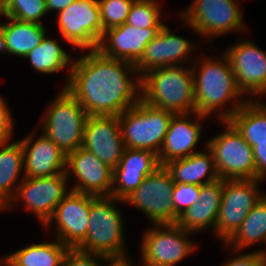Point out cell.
<instances>
[{
  "label": "cell",
  "mask_w": 266,
  "mask_h": 266,
  "mask_svg": "<svg viewBox=\"0 0 266 266\" xmlns=\"http://www.w3.org/2000/svg\"><path fill=\"white\" fill-rule=\"evenodd\" d=\"M64 88L88 115L119 116L140 100L141 81L134 64L95 49L74 59Z\"/></svg>",
  "instance_id": "cell-1"
},
{
  "label": "cell",
  "mask_w": 266,
  "mask_h": 266,
  "mask_svg": "<svg viewBox=\"0 0 266 266\" xmlns=\"http://www.w3.org/2000/svg\"><path fill=\"white\" fill-rule=\"evenodd\" d=\"M211 59L203 57L198 63L199 66L196 62L191 65L194 77L195 111L208 117L218 109V118L226 121L248 101V98L239 99L244 94L236 83L228 57L223 53L220 59ZM229 100L234 102L232 106L226 110L225 108L219 110Z\"/></svg>",
  "instance_id": "cell-2"
},
{
  "label": "cell",
  "mask_w": 266,
  "mask_h": 266,
  "mask_svg": "<svg viewBox=\"0 0 266 266\" xmlns=\"http://www.w3.org/2000/svg\"><path fill=\"white\" fill-rule=\"evenodd\" d=\"M140 81V99L145 103L175 114L195 111L192 67L155 68L143 74Z\"/></svg>",
  "instance_id": "cell-3"
},
{
  "label": "cell",
  "mask_w": 266,
  "mask_h": 266,
  "mask_svg": "<svg viewBox=\"0 0 266 266\" xmlns=\"http://www.w3.org/2000/svg\"><path fill=\"white\" fill-rule=\"evenodd\" d=\"M124 202L113 196L90 194L89 226L84 241L76 248L115 261L132 260L125 252L123 218L116 204Z\"/></svg>",
  "instance_id": "cell-4"
},
{
  "label": "cell",
  "mask_w": 266,
  "mask_h": 266,
  "mask_svg": "<svg viewBox=\"0 0 266 266\" xmlns=\"http://www.w3.org/2000/svg\"><path fill=\"white\" fill-rule=\"evenodd\" d=\"M45 111L41 129L47 138L55 143L65 155L82 147L88 114L66 88L61 89Z\"/></svg>",
  "instance_id": "cell-5"
},
{
  "label": "cell",
  "mask_w": 266,
  "mask_h": 266,
  "mask_svg": "<svg viewBox=\"0 0 266 266\" xmlns=\"http://www.w3.org/2000/svg\"><path fill=\"white\" fill-rule=\"evenodd\" d=\"M174 114L140 99L118 116L125 147L159 154Z\"/></svg>",
  "instance_id": "cell-6"
},
{
  "label": "cell",
  "mask_w": 266,
  "mask_h": 266,
  "mask_svg": "<svg viewBox=\"0 0 266 266\" xmlns=\"http://www.w3.org/2000/svg\"><path fill=\"white\" fill-rule=\"evenodd\" d=\"M225 131L211 138L206 146L211 151L220 179H256L252 147L228 121Z\"/></svg>",
  "instance_id": "cell-7"
},
{
  "label": "cell",
  "mask_w": 266,
  "mask_h": 266,
  "mask_svg": "<svg viewBox=\"0 0 266 266\" xmlns=\"http://www.w3.org/2000/svg\"><path fill=\"white\" fill-rule=\"evenodd\" d=\"M258 179H225L216 221V237L225 244L239 229L253 207L263 198Z\"/></svg>",
  "instance_id": "cell-8"
},
{
  "label": "cell",
  "mask_w": 266,
  "mask_h": 266,
  "mask_svg": "<svg viewBox=\"0 0 266 266\" xmlns=\"http://www.w3.org/2000/svg\"><path fill=\"white\" fill-rule=\"evenodd\" d=\"M239 0H193L181 12L184 22L198 35L217 37L245 29Z\"/></svg>",
  "instance_id": "cell-9"
},
{
  "label": "cell",
  "mask_w": 266,
  "mask_h": 266,
  "mask_svg": "<svg viewBox=\"0 0 266 266\" xmlns=\"http://www.w3.org/2000/svg\"><path fill=\"white\" fill-rule=\"evenodd\" d=\"M175 182L164 166L145 177L123 201L144 212L153 224H175L172 194Z\"/></svg>",
  "instance_id": "cell-10"
},
{
  "label": "cell",
  "mask_w": 266,
  "mask_h": 266,
  "mask_svg": "<svg viewBox=\"0 0 266 266\" xmlns=\"http://www.w3.org/2000/svg\"><path fill=\"white\" fill-rule=\"evenodd\" d=\"M61 38L75 48L95 50L102 38L98 0H76L57 12Z\"/></svg>",
  "instance_id": "cell-11"
},
{
  "label": "cell",
  "mask_w": 266,
  "mask_h": 266,
  "mask_svg": "<svg viewBox=\"0 0 266 266\" xmlns=\"http://www.w3.org/2000/svg\"><path fill=\"white\" fill-rule=\"evenodd\" d=\"M147 229L141 244L144 262L175 266L196 249L189 236L194 234L175 224H154Z\"/></svg>",
  "instance_id": "cell-12"
},
{
  "label": "cell",
  "mask_w": 266,
  "mask_h": 266,
  "mask_svg": "<svg viewBox=\"0 0 266 266\" xmlns=\"http://www.w3.org/2000/svg\"><path fill=\"white\" fill-rule=\"evenodd\" d=\"M68 177L60 173L50 177H23L10 203L3 209L13 208L16 201H24L27 209L33 212L44 226L51 218L61 200L69 193ZM68 191V192H67Z\"/></svg>",
  "instance_id": "cell-13"
},
{
  "label": "cell",
  "mask_w": 266,
  "mask_h": 266,
  "mask_svg": "<svg viewBox=\"0 0 266 266\" xmlns=\"http://www.w3.org/2000/svg\"><path fill=\"white\" fill-rule=\"evenodd\" d=\"M89 213L90 194L70 190L57 205L44 228L46 230L55 223V239L69 249H76L85 239L89 226Z\"/></svg>",
  "instance_id": "cell-14"
},
{
  "label": "cell",
  "mask_w": 266,
  "mask_h": 266,
  "mask_svg": "<svg viewBox=\"0 0 266 266\" xmlns=\"http://www.w3.org/2000/svg\"><path fill=\"white\" fill-rule=\"evenodd\" d=\"M243 94L266 95V52L252 41L240 40L224 51Z\"/></svg>",
  "instance_id": "cell-15"
},
{
  "label": "cell",
  "mask_w": 266,
  "mask_h": 266,
  "mask_svg": "<svg viewBox=\"0 0 266 266\" xmlns=\"http://www.w3.org/2000/svg\"><path fill=\"white\" fill-rule=\"evenodd\" d=\"M82 148L114 169L125 150L118 116L88 115Z\"/></svg>",
  "instance_id": "cell-16"
},
{
  "label": "cell",
  "mask_w": 266,
  "mask_h": 266,
  "mask_svg": "<svg viewBox=\"0 0 266 266\" xmlns=\"http://www.w3.org/2000/svg\"><path fill=\"white\" fill-rule=\"evenodd\" d=\"M66 176L74 177L70 190L95 196H111L113 169L93 153L79 147L66 155Z\"/></svg>",
  "instance_id": "cell-17"
},
{
  "label": "cell",
  "mask_w": 266,
  "mask_h": 266,
  "mask_svg": "<svg viewBox=\"0 0 266 266\" xmlns=\"http://www.w3.org/2000/svg\"><path fill=\"white\" fill-rule=\"evenodd\" d=\"M193 43L173 34L165 24L146 45L141 58L134 64L138 75L141 77L147 71L159 67L182 65L188 61V57L190 59L191 51L196 46Z\"/></svg>",
  "instance_id": "cell-18"
},
{
  "label": "cell",
  "mask_w": 266,
  "mask_h": 266,
  "mask_svg": "<svg viewBox=\"0 0 266 266\" xmlns=\"http://www.w3.org/2000/svg\"><path fill=\"white\" fill-rule=\"evenodd\" d=\"M159 167L158 154L145 149L125 148L120 163L113 169L111 196L124 200Z\"/></svg>",
  "instance_id": "cell-19"
},
{
  "label": "cell",
  "mask_w": 266,
  "mask_h": 266,
  "mask_svg": "<svg viewBox=\"0 0 266 266\" xmlns=\"http://www.w3.org/2000/svg\"><path fill=\"white\" fill-rule=\"evenodd\" d=\"M36 134L34 130L19 140L23 148V177H50L65 173V153L43 133L34 140Z\"/></svg>",
  "instance_id": "cell-20"
},
{
  "label": "cell",
  "mask_w": 266,
  "mask_h": 266,
  "mask_svg": "<svg viewBox=\"0 0 266 266\" xmlns=\"http://www.w3.org/2000/svg\"><path fill=\"white\" fill-rule=\"evenodd\" d=\"M160 29H138L124 23L104 31L97 50L107 57L135 64L141 58L146 45Z\"/></svg>",
  "instance_id": "cell-21"
},
{
  "label": "cell",
  "mask_w": 266,
  "mask_h": 266,
  "mask_svg": "<svg viewBox=\"0 0 266 266\" xmlns=\"http://www.w3.org/2000/svg\"><path fill=\"white\" fill-rule=\"evenodd\" d=\"M191 115H193V118L195 116L196 121L191 120ZM205 118L207 116H202L196 111L191 113H178L172 116L168 131L158 154L161 166L168 161L185 158L198 152L194 148L201 138V132H203L201 120Z\"/></svg>",
  "instance_id": "cell-22"
},
{
  "label": "cell",
  "mask_w": 266,
  "mask_h": 266,
  "mask_svg": "<svg viewBox=\"0 0 266 266\" xmlns=\"http://www.w3.org/2000/svg\"><path fill=\"white\" fill-rule=\"evenodd\" d=\"M204 147L206 152L198 151L188 157L171 160L163 165L175 183L201 186L219 179L213 155L206 143Z\"/></svg>",
  "instance_id": "cell-23"
},
{
  "label": "cell",
  "mask_w": 266,
  "mask_h": 266,
  "mask_svg": "<svg viewBox=\"0 0 266 266\" xmlns=\"http://www.w3.org/2000/svg\"><path fill=\"white\" fill-rule=\"evenodd\" d=\"M44 24L23 22L11 17L0 26L5 37L8 55L24 58L37 47L46 35Z\"/></svg>",
  "instance_id": "cell-24"
},
{
  "label": "cell",
  "mask_w": 266,
  "mask_h": 266,
  "mask_svg": "<svg viewBox=\"0 0 266 266\" xmlns=\"http://www.w3.org/2000/svg\"><path fill=\"white\" fill-rule=\"evenodd\" d=\"M22 171L24 159L21 142L17 140L0 143V211L12 200L17 190L15 187H18L17 179Z\"/></svg>",
  "instance_id": "cell-25"
},
{
  "label": "cell",
  "mask_w": 266,
  "mask_h": 266,
  "mask_svg": "<svg viewBox=\"0 0 266 266\" xmlns=\"http://www.w3.org/2000/svg\"><path fill=\"white\" fill-rule=\"evenodd\" d=\"M228 121L251 147L266 143V103L248 99Z\"/></svg>",
  "instance_id": "cell-26"
},
{
  "label": "cell",
  "mask_w": 266,
  "mask_h": 266,
  "mask_svg": "<svg viewBox=\"0 0 266 266\" xmlns=\"http://www.w3.org/2000/svg\"><path fill=\"white\" fill-rule=\"evenodd\" d=\"M266 242V195L253 207L239 229L223 246L235 253Z\"/></svg>",
  "instance_id": "cell-27"
},
{
  "label": "cell",
  "mask_w": 266,
  "mask_h": 266,
  "mask_svg": "<svg viewBox=\"0 0 266 266\" xmlns=\"http://www.w3.org/2000/svg\"><path fill=\"white\" fill-rule=\"evenodd\" d=\"M68 247L58 239L34 243L9 255L13 266H62Z\"/></svg>",
  "instance_id": "cell-28"
},
{
  "label": "cell",
  "mask_w": 266,
  "mask_h": 266,
  "mask_svg": "<svg viewBox=\"0 0 266 266\" xmlns=\"http://www.w3.org/2000/svg\"><path fill=\"white\" fill-rule=\"evenodd\" d=\"M24 58L29 59L35 71L42 74L58 72L65 69L68 65V75H70V70L73 66L71 56H69L56 40L48 38L47 35H45L42 42Z\"/></svg>",
  "instance_id": "cell-29"
},
{
  "label": "cell",
  "mask_w": 266,
  "mask_h": 266,
  "mask_svg": "<svg viewBox=\"0 0 266 266\" xmlns=\"http://www.w3.org/2000/svg\"><path fill=\"white\" fill-rule=\"evenodd\" d=\"M220 206L200 204L190 206L178 219L177 224L188 232L197 233L211 227L216 233V221Z\"/></svg>",
  "instance_id": "cell-30"
},
{
  "label": "cell",
  "mask_w": 266,
  "mask_h": 266,
  "mask_svg": "<svg viewBox=\"0 0 266 266\" xmlns=\"http://www.w3.org/2000/svg\"><path fill=\"white\" fill-rule=\"evenodd\" d=\"M161 8L157 0H135L126 23L138 29L162 28Z\"/></svg>",
  "instance_id": "cell-31"
},
{
  "label": "cell",
  "mask_w": 266,
  "mask_h": 266,
  "mask_svg": "<svg viewBox=\"0 0 266 266\" xmlns=\"http://www.w3.org/2000/svg\"><path fill=\"white\" fill-rule=\"evenodd\" d=\"M8 17L43 24L41 18L48 13L46 0H6Z\"/></svg>",
  "instance_id": "cell-32"
},
{
  "label": "cell",
  "mask_w": 266,
  "mask_h": 266,
  "mask_svg": "<svg viewBox=\"0 0 266 266\" xmlns=\"http://www.w3.org/2000/svg\"><path fill=\"white\" fill-rule=\"evenodd\" d=\"M135 0H98L102 36L104 31L123 25Z\"/></svg>",
  "instance_id": "cell-33"
},
{
  "label": "cell",
  "mask_w": 266,
  "mask_h": 266,
  "mask_svg": "<svg viewBox=\"0 0 266 266\" xmlns=\"http://www.w3.org/2000/svg\"><path fill=\"white\" fill-rule=\"evenodd\" d=\"M200 186L193 184L175 183L172 202L175 210V223L179 217L198 201Z\"/></svg>",
  "instance_id": "cell-34"
},
{
  "label": "cell",
  "mask_w": 266,
  "mask_h": 266,
  "mask_svg": "<svg viewBox=\"0 0 266 266\" xmlns=\"http://www.w3.org/2000/svg\"><path fill=\"white\" fill-rule=\"evenodd\" d=\"M100 260L107 262L108 266H113L117 262L103 255L85 253L78 249H68L63 257L62 266H100Z\"/></svg>",
  "instance_id": "cell-35"
},
{
  "label": "cell",
  "mask_w": 266,
  "mask_h": 266,
  "mask_svg": "<svg viewBox=\"0 0 266 266\" xmlns=\"http://www.w3.org/2000/svg\"><path fill=\"white\" fill-rule=\"evenodd\" d=\"M224 189V179L200 186L198 202L200 204L220 206Z\"/></svg>",
  "instance_id": "cell-36"
},
{
  "label": "cell",
  "mask_w": 266,
  "mask_h": 266,
  "mask_svg": "<svg viewBox=\"0 0 266 266\" xmlns=\"http://www.w3.org/2000/svg\"><path fill=\"white\" fill-rule=\"evenodd\" d=\"M13 121L7 102L0 96V143L11 141L14 134Z\"/></svg>",
  "instance_id": "cell-37"
},
{
  "label": "cell",
  "mask_w": 266,
  "mask_h": 266,
  "mask_svg": "<svg viewBox=\"0 0 266 266\" xmlns=\"http://www.w3.org/2000/svg\"><path fill=\"white\" fill-rule=\"evenodd\" d=\"M266 250L259 249L258 251L237 254L229 261H226L222 266H262V252Z\"/></svg>",
  "instance_id": "cell-38"
},
{
  "label": "cell",
  "mask_w": 266,
  "mask_h": 266,
  "mask_svg": "<svg viewBox=\"0 0 266 266\" xmlns=\"http://www.w3.org/2000/svg\"><path fill=\"white\" fill-rule=\"evenodd\" d=\"M252 149L256 165V179L263 181L266 178V143H259Z\"/></svg>",
  "instance_id": "cell-39"
},
{
  "label": "cell",
  "mask_w": 266,
  "mask_h": 266,
  "mask_svg": "<svg viewBox=\"0 0 266 266\" xmlns=\"http://www.w3.org/2000/svg\"><path fill=\"white\" fill-rule=\"evenodd\" d=\"M74 1L76 0H46L48 13L54 10L59 12L67 8Z\"/></svg>",
  "instance_id": "cell-40"
},
{
  "label": "cell",
  "mask_w": 266,
  "mask_h": 266,
  "mask_svg": "<svg viewBox=\"0 0 266 266\" xmlns=\"http://www.w3.org/2000/svg\"><path fill=\"white\" fill-rule=\"evenodd\" d=\"M4 17V18H8V13H7V2L6 0H0V18ZM2 25V23L0 24V26Z\"/></svg>",
  "instance_id": "cell-41"
},
{
  "label": "cell",
  "mask_w": 266,
  "mask_h": 266,
  "mask_svg": "<svg viewBox=\"0 0 266 266\" xmlns=\"http://www.w3.org/2000/svg\"><path fill=\"white\" fill-rule=\"evenodd\" d=\"M0 52H4L8 54L7 49H6V42H5V37L0 31Z\"/></svg>",
  "instance_id": "cell-42"
},
{
  "label": "cell",
  "mask_w": 266,
  "mask_h": 266,
  "mask_svg": "<svg viewBox=\"0 0 266 266\" xmlns=\"http://www.w3.org/2000/svg\"><path fill=\"white\" fill-rule=\"evenodd\" d=\"M0 266H13L9 255L6 256L5 258H3V260L0 261Z\"/></svg>",
  "instance_id": "cell-43"
},
{
  "label": "cell",
  "mask_w": 266,
  "mask_h": 266,
  "mask_svg": "<svg viewBox=\"0 0 266 266\" xmlns=\"http://www.w3.org/2000/svg\"><path fill=\"white\" fill-rule=\"evenodd\" d=\"M132 261H117L113 266H133Z\"/></svg>",
  "instance_id": "cell-44"
},
{
  "label": "cell",
  "mask_w": 266,
  "mask_h": 266,
  "mask_svg": "<svg viewBox=\"0 0 266 266\" xmlns=\"http://www.w3.org/2000/svg\"><path fill=\"white\" fill-rule=\"evenodd\" d=\"M140 266H141V265H140ZM142 266H168V265H158V264H152V263H148V262H144V261H143Z\"/></svg>",
  "instance_id": "cell-45"
},
{
  "label": "cell",
  "mask_w": 266,
  "mask_h": 266,
  "mask_svg": "<svg viewBox=\"0 0 266 266\" xmlns=\"http://www.w3.org/2000/svg\"><path fill=\"white\" fill-rule=\"evenodd\" d=\"M262 265L266 266V251L262 252Z\"/></svg>",
  "instance_id": "cell-46"
}]
</instances>
